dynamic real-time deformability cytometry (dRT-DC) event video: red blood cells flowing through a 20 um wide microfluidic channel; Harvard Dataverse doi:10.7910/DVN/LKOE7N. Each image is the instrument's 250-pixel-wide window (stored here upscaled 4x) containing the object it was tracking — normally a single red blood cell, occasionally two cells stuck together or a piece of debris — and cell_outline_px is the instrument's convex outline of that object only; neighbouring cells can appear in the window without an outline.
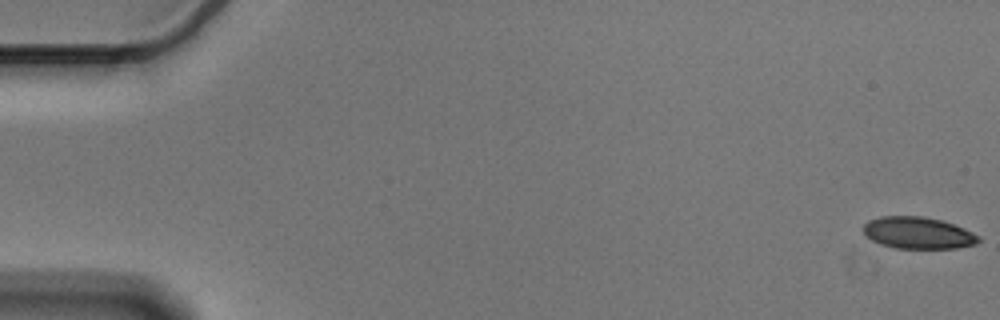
{"species": "Egyptian fruit bat (a non-hibernating species)", "species_latin": "Rousettus aegyptiacus", "temperature_condition": "cold", "stored_images_in_passage": 52, "camera_frame_rate_fps": 3000, "um_per_image_px": 0.085, "animal": {"sex": "male"}, "frame": {"image": 1, "passage_image": 1, "time_ms": 0.0, "image_size_px": [1000, 320], "cell_outline_px": [[980, 240], [976, 244], [956, 248], [892, 248], [880, 244], [872, 240], [860, 228], [868, 220], [880, 216], [924, 216], [940, 220], [964, 228], [980, 236]], "centroid_in_image_um": [78.0, 19.79], "position_along_channel_um": 7.0, "area_um2": 21.44}}
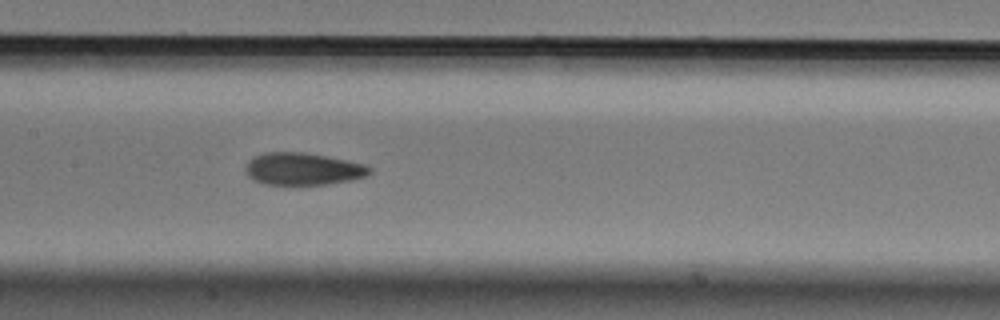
{"frame": {"image": 2, "passage_image": 28, "time_ms": 9.0, "image_size_px": [1000, 320], "cell_outline_px": [[372, 172], [368, 176], [328, 184], [264, 184], [252, 180], [244, 172], [244, 168], [248, 160], [252, 156], [264, 152], [304, 152], [328, 156], [364, 164], [372, 168]], "centroid_in_image_um": [25.7, 14.35], "position_along_channel_um": 181.7, "area_um2": 23.58}}
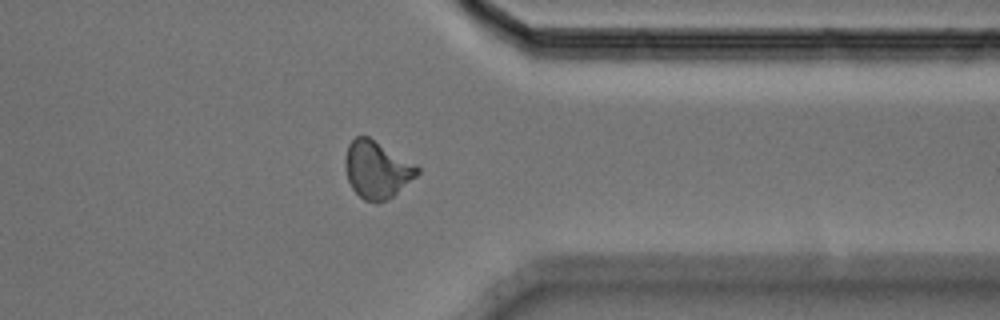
{"frame": {"image": 3, "passage_image": 45, "time_ms": 14.667, "image_size_px": [1000, 320], "cell_outline_px": [[420, 172], [416, 176], [392, 196], [384, 200], [364, 200], [352, 188], [348, 180], [344, 168], [344, 160], [348, 144], [356, 136], [368, 136], [416, 164], [420, 168]], "centroid_in_image_um": [32.01, 14.38], "position_along_channel_um": 379.4, "area_um2": 23.7}}